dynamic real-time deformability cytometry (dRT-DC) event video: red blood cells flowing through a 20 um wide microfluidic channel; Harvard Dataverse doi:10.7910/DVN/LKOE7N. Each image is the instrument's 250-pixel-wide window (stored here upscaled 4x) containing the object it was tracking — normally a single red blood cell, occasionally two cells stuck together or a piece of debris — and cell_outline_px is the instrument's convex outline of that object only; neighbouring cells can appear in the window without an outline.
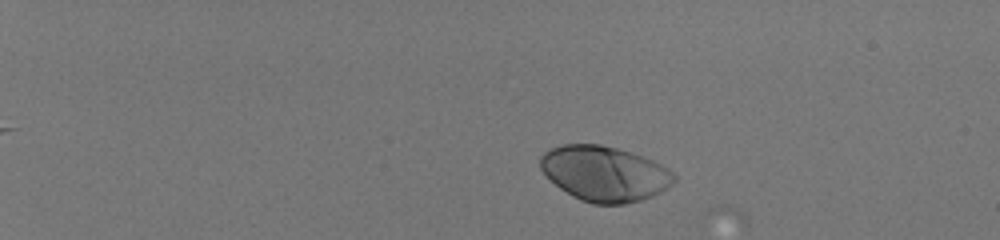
{"species": "human", "species_latin": "Homo sapiens", "temperature_condition": "room temperature", "stored_images_in_passage": 13, "camera_frame_rate_fps": 3000, "um_per_image_px": 0.085, "donor": {"sex": "male"}, "frame": {"image": 1, "passage_image": 12, "time_ms": 3.667, "image_size_px": [1000, 240], "cell_outline_px": [[676, 180], [668, 188], [652, 196], [640, 200], [624, 204], [592, 204], [580, 200], [572, 196], [560, 188], [540, 168], [540, 156], [544, 152], [560, 144], [600, 144], [616, 148], [652, 160], [668, 168], [676, 176]], "centroid_in_image_um": [51.39, 14.76], "position_along_channel_um": 33.6, "area_um2": 42.83}}